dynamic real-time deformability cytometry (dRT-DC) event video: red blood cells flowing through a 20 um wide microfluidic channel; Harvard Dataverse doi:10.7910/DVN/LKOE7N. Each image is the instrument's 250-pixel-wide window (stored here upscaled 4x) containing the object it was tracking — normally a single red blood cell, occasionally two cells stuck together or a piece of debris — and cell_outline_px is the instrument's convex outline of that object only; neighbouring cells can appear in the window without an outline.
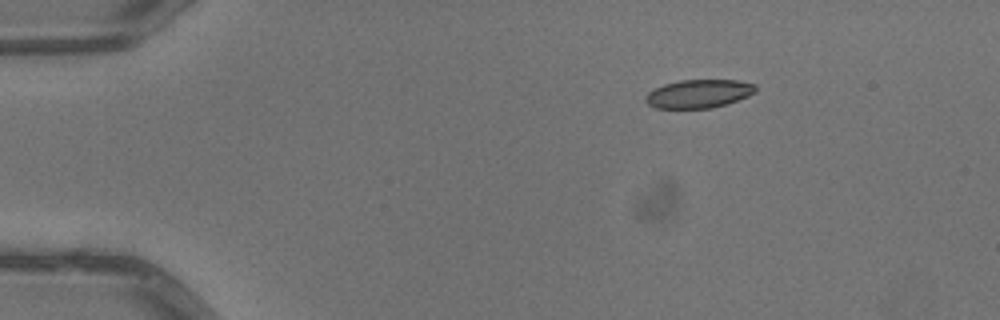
{"species": "common noctule bat (a hibernating species)", "species_latin": "Nyctalus noctula", "temperature_condition": "warm", "stored_images_in_passage": 5, "segment_of_instrument_passage": [1, 2], "camera_frame_rate_fps": 3000, "um_per_image_px": 0.085, "animal": {"sex": "male", "body_mass_g": 13.3}, "frame": {"image": 1, "passage_image": 2, "time_ms": 0.333, "image_size_px": [1000, 320], "cell_outline_px": [[756, 92], [748, 96], [712, 108], [656, 108], [648, 104], [644, 100], [644, 96], [648, 92], [664, 84], [680, 80], [740, 80], [756, 84]], "centroid_in_image_um": [59.39, 7.96], "position_along_channel_um": 25.6, "area_um2": 18.21}}